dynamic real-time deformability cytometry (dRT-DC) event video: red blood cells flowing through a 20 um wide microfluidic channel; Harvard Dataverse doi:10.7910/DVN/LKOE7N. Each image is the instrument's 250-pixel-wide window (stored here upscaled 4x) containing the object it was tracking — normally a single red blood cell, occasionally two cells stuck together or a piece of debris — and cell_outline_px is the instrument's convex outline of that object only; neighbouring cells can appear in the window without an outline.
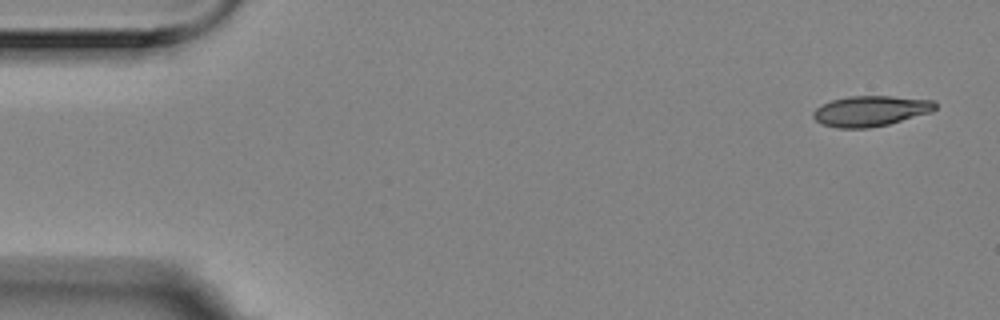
{"species": "Egyptian fruit bat (a non-hibernating species)", "species_latin": "Rousettus aegyptiacus", "temperature_condition": "room temperature", "stored_images_in_passage": 6, "camera_frame_rate_fps": 3000, "um_per_image_px": 0.085, "animal": {"sex": "female"}, "frame": {"image": 1, "passage_image": 1, "time_ms": 0.0, "image_size_px": [1000, 320], "cell_outline_px": [[936, 108], [932, 112], [888, 124], [868, 128], [836, 128], [824, 124], [816, 120], [812, 116], [812, 112], [816, 108], [832, 100], [848, 96], [892, 96], [932, 100], [936, 104]], "centroid_in_image_um": [74.0, 9.43], "position_along_channel_um": 11.0, "area_um2": 21.56}}
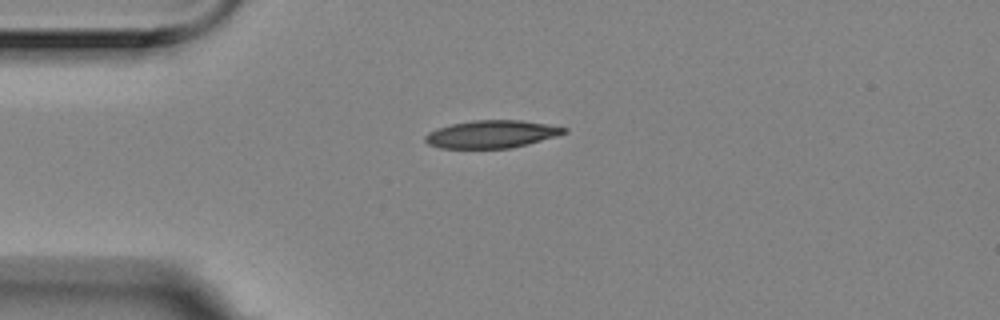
{"frame": {"image": 2, "passage_image": 4, "time_ms": 1.0, "image_size_px": [1000, 320], "cell_outline_px": [[568, 132], [556, 136], [528, 144], [512, 148], [440, 148], [428, 144], [424, 140], [424, 136], [428, 132], [436, 128], [452, 124], [472, 120], [520, 120], [548, 124], [568, 128]], "centroid_in_image_um": [41.78, 11.4], "position_along_channel_um": 43.2, "area_um2": 22.48}}
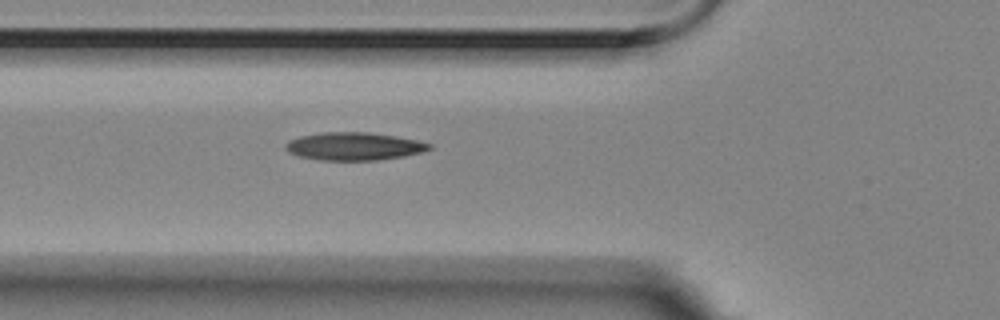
{"frame": {"image": 3, "passage_image": 6, "time_ms": 1.667, "image_size_px": [1000, 320], "cell_outline_px": [[432, 148], [420, 152], [404, 156], [376, 160], [320, 160], [300, 156], [288, 152], [284, 148], [284, 144], [288, 140], [300, 136], [320, 132], [368, 132], [396, 136], [416, 140], [432, 144]], "centroid_in_image_um": [30.05, 12.43], "position_along_channel_um": 95.8, "area_um2": 23.35}}